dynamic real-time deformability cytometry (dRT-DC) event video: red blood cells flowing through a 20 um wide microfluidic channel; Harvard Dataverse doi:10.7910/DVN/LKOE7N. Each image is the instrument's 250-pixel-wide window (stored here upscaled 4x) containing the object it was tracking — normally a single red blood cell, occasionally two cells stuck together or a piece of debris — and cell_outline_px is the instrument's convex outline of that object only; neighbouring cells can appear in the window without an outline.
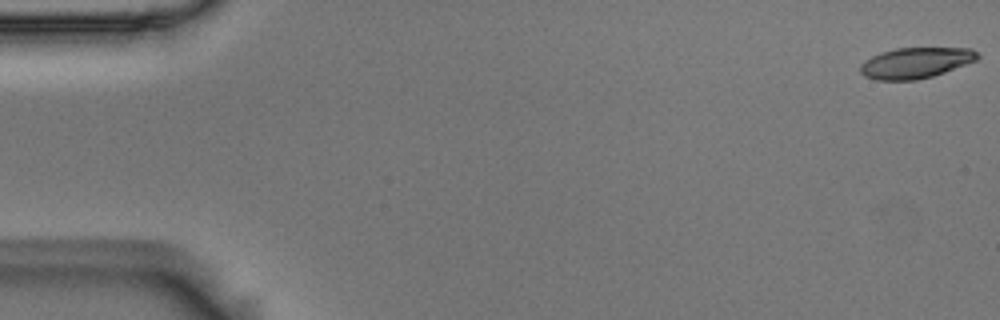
{"species": "Egyptian fruit bat (a non-hibernating species)", "species_latin": "Rousettus aegyptiacus", "temperature_condition": "room temperature", "stored_images_in_passage": 10, "camera_frame_rate_fps": 3000, "um_per_image_px": 0.085, "animal": {"sex": "male"}, "frame": {"image": 1, "passage_image": 1, "time_ms": 0.0, "image_size_px": [1000, 320], "cell_outline_px": [[980, 56], [976, 60], [944, 72], [932, 76], [916, 80], [876, 80], [864, 76], [860, 72], [860, 64], [864, 60], [880, 52], [896, 48], [972, 48]], "centroid_in_image_um": [77.79, 5.34], "position_along_channel_um": 7.2, "area_um2": 20.98}}
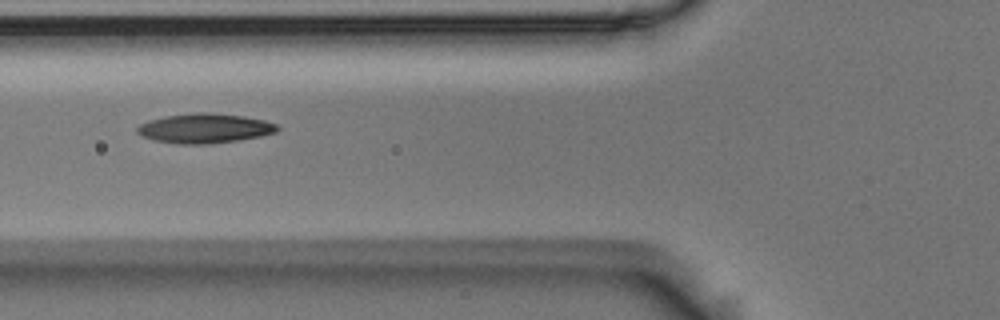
{"frame": {"image": 2, "passage_image": 6, "time_ms": 1.667, "image_size_px": [1000, 320], "cell_outline_px": [[280, 128], [276, 132], [260, 136], [236, 140], [208, 144], [176, 144], [152, 140], [140, 136], [136, 132], [136, 128], [140, 124], [148, 120], [164, 116], [196, 112], [212, 112], [244, 116], [264, 120], [276, 124]], "centroid_in_image_um": [17.34, 10.9], "position_along_channel_um": 108.5, "area_um2": 24.39}}
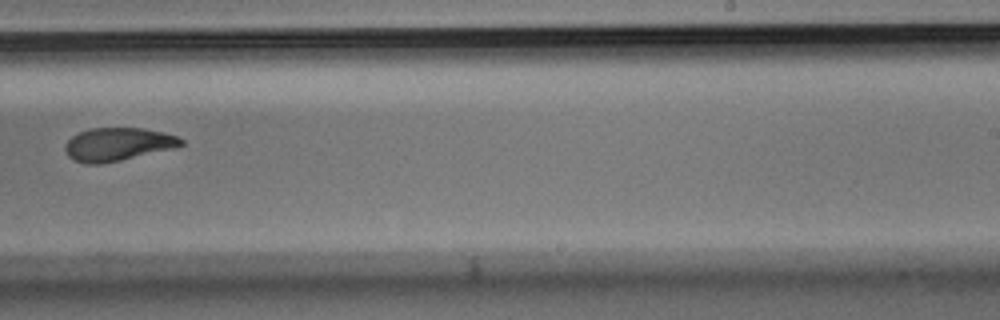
{"frame": {"image": 3, "passage_image": 10, "time_ms": 3.0, "image_size_px": [1000, 320], "cell_outline_px": [[184, 144], [172, 148], [120, 160], [100, 164], [84, 164], [68, 156], [64, 148], [64, 144], [72, 136], [88, 128], [144, 128], [164, 132], [176, 136], [184, 140]], "centroid_in_image_um": [9.98, 12.25], "position_along_channel_um": 279.0, "area_um2": 22.25}}